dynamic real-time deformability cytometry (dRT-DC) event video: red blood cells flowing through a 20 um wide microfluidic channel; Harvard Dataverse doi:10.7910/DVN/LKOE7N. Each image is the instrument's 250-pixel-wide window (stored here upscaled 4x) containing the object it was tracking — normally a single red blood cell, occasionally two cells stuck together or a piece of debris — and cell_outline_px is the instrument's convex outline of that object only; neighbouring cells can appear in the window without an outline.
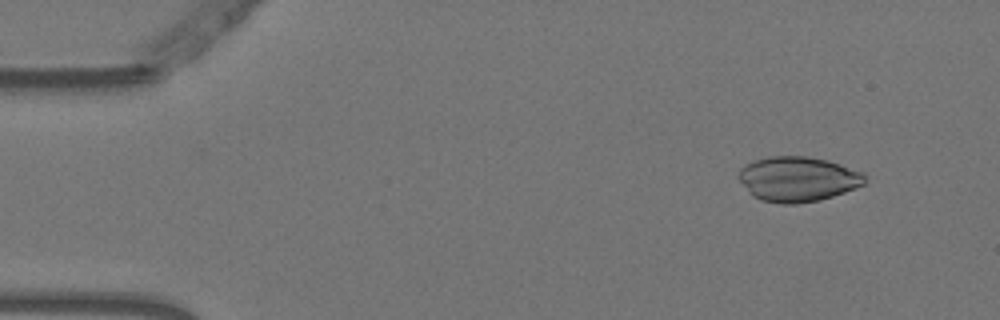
{"species": "Egyptian fruit bat (a non-hibernating species)", "species_latin": "Rousettus aegyptiacus", "temperature_condition": "warm", "stored_images_in_passage": 9, "camera_frame_rate_fps": 3000, "um_per_image_px": 0.085, "animal": {"sex": "female"}, "frame": {"image": 1, "passage_image": 5, "time_ms": 1.333, "image_size_px": [1000, 320], "cell_outline_px": [[864, 184], [856, 188], [820, 200], [796, 204], [780, 204], [760, 200], [752, 196], [748, 192], [736, 176], [740, 168], [744, 164], [752, 160], [768, 156], [808, 156], [828, 160], [864, 172]], "centroid_in_image_um": [67.76, 15.21], "position_along_channel_um": 17.2, "area_um2": 33.52}}